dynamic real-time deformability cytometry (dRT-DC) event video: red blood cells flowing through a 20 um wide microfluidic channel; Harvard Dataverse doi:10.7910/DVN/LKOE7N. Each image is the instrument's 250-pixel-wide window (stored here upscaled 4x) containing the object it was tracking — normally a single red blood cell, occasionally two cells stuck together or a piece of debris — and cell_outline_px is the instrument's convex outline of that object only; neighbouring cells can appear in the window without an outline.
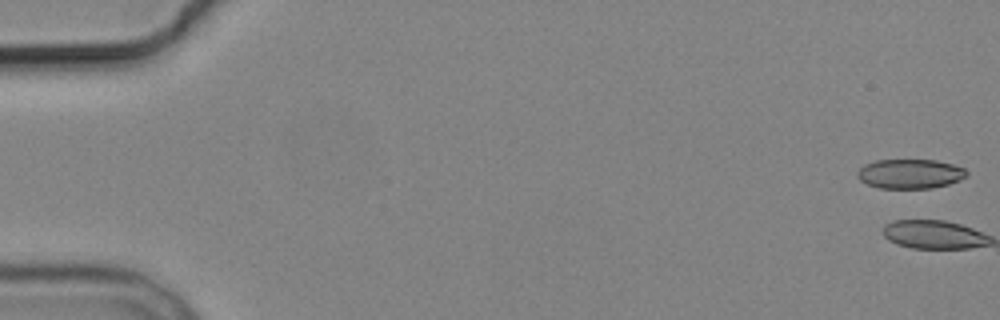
{"species": "common noctule bat (a hibernating species)", "species_latin": "Nyctalus noctula", "temperature_condition": "cold", "stored_images_in_passage": 5, "camera_frame_rate_fps": 3000, "um_per_image_px": 0.085, "animal": {"sex": "male", "body_mass_g": 19.2, "forearm_length_mm": 51.8}, "frame": {"image": 1, "passage_image": 1, "time_ms": 0.0, "image_size_px": [1000, 320], "cell_outline_px": [[968, 176], [960, 180], [948, 184], [932, 188], [880, 188], [868, 184], [860, 180], [856, 176], [856, 172], [864, 164], [876, 160], [936, 160], [952, 164], [964, 168], [968, 172]], "centroid_in_image_um": [77.36, 14.77], "position_along_channel_um": 7.6, "area_um2": 18.84}}